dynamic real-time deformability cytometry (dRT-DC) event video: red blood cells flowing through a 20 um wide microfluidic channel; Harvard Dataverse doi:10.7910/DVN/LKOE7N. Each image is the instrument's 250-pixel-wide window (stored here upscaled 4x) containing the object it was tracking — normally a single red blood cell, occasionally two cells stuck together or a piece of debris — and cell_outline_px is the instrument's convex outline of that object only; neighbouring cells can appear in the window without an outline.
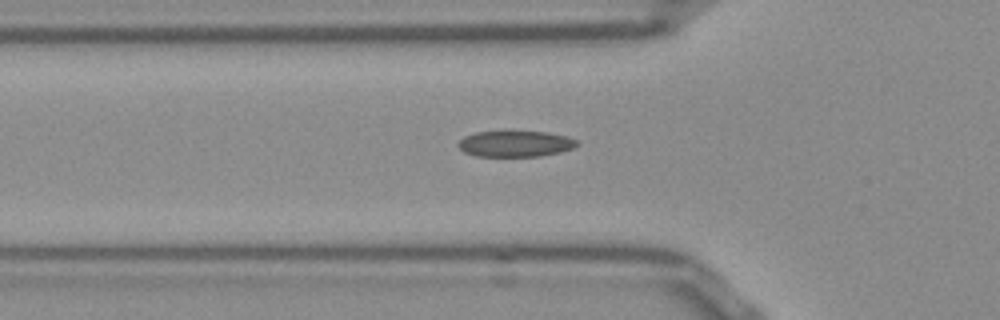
{"species": "Egyptian fruit bat (a non-hibernating species)", "species_latin": "Rousettus aegyptiacus", "temperature_condition": "room temperature", "stored_images_in_passage": 32, "camera_frame_rate_fps": 3000, "um_per_image_px": 0.085, "frame": {"image": 1, "passage_image": 3, "time_ms": 0.667, "image_size_px": [1000, 320], "cell_outline_px": [[580, 144], [572, 148], [560, 152], [540, 156], [476, 156], [464, 152], [456, 144], [464, 136], [476, 132], [548, 132], [568, 136], [576, 140]], "centroid_in_image_um": [43.81, 12.22], "position_along_channel_um": 82.0, "area_um2": 17.92}}
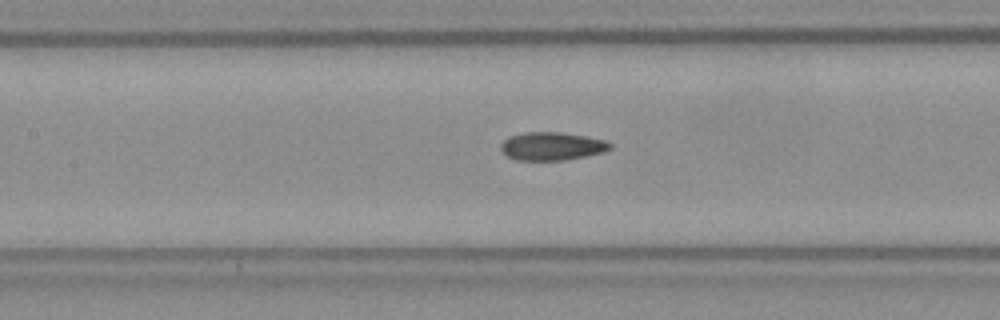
{"frame": {"image": 2, "passage_image": 9, "time_ms": 2.667, "image_size_px": [1000, 320], "cell_outline_px": [[612, 148], [604, 152], [564, 160], [516, 160], [508, 156], [500, 148], [500, 144], [508, 136], [524, 132], [560, 132], [584, 136], [604, 140], [612, 144]], "centroid_in_image_um": [46.89, 12.42], "position_along_channel_um": 160.5, "area_um2": 17.86}}
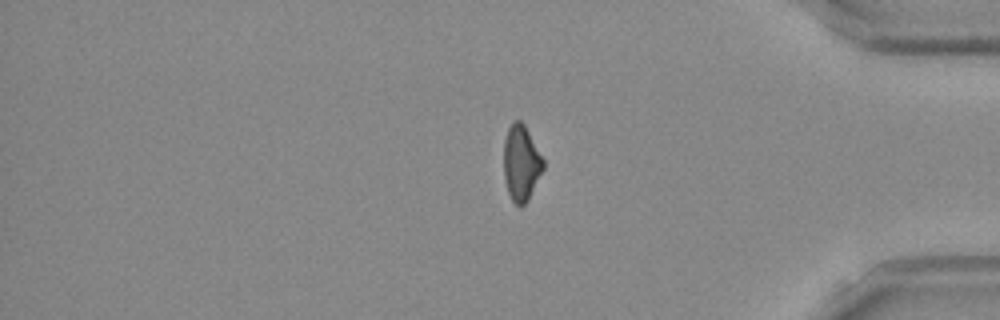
{"frame": {"image": 3, "passage_image": 29, "time_ms": 9.333, "image_size_px": [1000, 320], "cell_outline_px": [[544, 168], [528, 200], [520, 208], [512, 200], [508, 192], [504, 176], [504, 140], [508, 128], [512, 120], [520, 120], [524, 124], [544, 160]], "centroid_in_image_um": [44.3, 13.85], "position_along_channel_um": 390.9, "area_um2": 17.4}}